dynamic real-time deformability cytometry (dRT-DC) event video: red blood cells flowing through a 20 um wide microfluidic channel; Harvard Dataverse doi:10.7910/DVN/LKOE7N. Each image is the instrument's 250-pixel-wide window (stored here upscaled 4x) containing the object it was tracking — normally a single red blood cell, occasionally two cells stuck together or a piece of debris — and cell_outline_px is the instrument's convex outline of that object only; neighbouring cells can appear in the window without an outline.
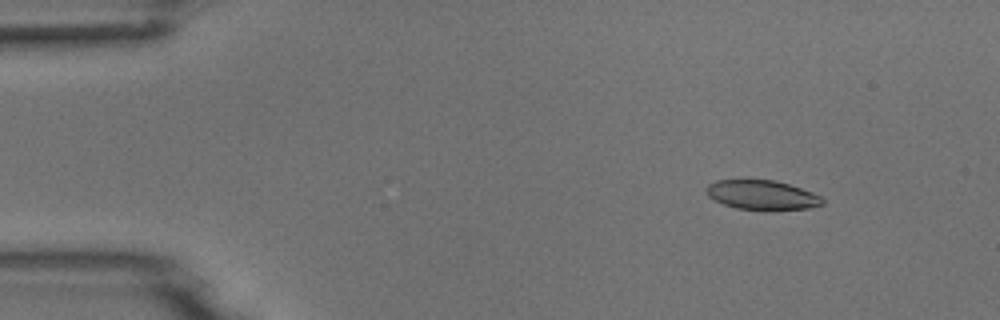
{"species": "common noctule bat (a hibernating species)", "species_latin": "Nyctalus noctula", "temperature_condition": "room temperature", "stored_images_in_passage": 5, "camera_frame_rate_fps": 3000, "um_per_image_px": 0.085, "animal": {"sex": "male", "body_mass_g": 18.8}, "frame": {"image": 1, "passage_image": 2, "time_ms": 1.0, "image_size_px": [1000, 320], "cell_outline_px": [[824, 204], [808, 208], [736, 208], [724, 204], [708, 196], [704, 192], [704, 188], [708, 184], [716, 180], [776, 180], [812, 192], [820, 196], [824, 200]], "centroid_in_image_um": [64.72, 16.54], "position_along_channel_um": 20.3, "area_um2": 19.36}}
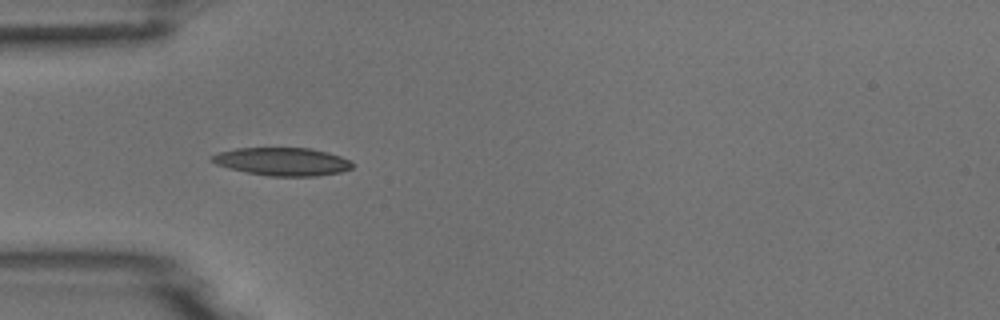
{"frame": {"image": 2, "passage_image": 5, "time_ms": 4.333, "image_size_px": [1000, 320], "cell_outline_px": [[352, 168], [340, 172], [316, 176], [268, 176], [244, 172], [228, 168], [216, 164], [208, 160], [212, 156], [220, 152], [236, 148], [312, 148], [328, 152], [340, 156], [348, 160], [352, 164]], "centroid_in_image_um": [23.97, 13.73], "position_along_channel_um": 61.0, "area_um2": 22.95}}